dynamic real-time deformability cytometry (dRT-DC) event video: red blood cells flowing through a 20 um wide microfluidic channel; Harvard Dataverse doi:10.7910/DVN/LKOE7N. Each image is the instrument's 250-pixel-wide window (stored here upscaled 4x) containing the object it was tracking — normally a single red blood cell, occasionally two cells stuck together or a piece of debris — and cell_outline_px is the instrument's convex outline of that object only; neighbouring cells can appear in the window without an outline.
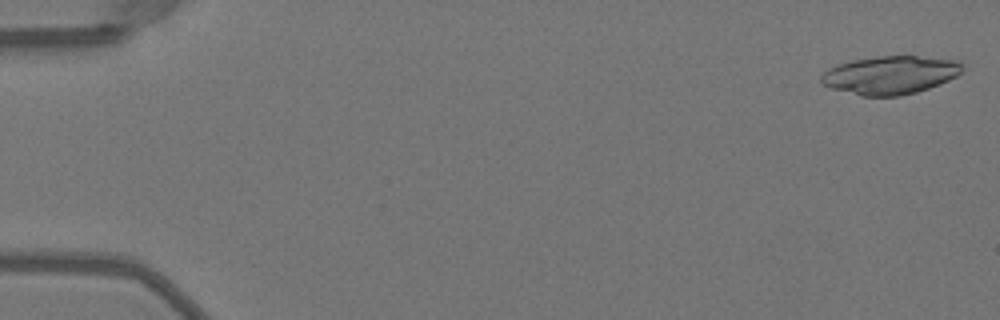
{"species": "Egyptian fruit bat (a non-hibernating species)", "species_latin": "Rousettus aegyptiacus", "temperature_condition": "warm", "stored_images_in_passage": 50, "camera_frame_rate_fps": 3000, "um_per_image_px": 0.085, "animal": {"sex": "female"}, "frame": {"image": 1, "passage_image": 1, "time_ms": 0.0, "image_size_px": [1000, 320], "cell_outline_px": [[964, 68], [956, 76], [940, 84], [916, 92], [900, 96], [860, 96], [832, 88], [824, 84], [820, 80], [820, 76], [828, 68], [836, 64], [852, 60], [876, 56], [916, 56], [956, 60], [964, 64]], "centroid_in_image_um": [75.66, 6.37], "position_along_channel_um": 9.3, "area_um2": 31.5}}